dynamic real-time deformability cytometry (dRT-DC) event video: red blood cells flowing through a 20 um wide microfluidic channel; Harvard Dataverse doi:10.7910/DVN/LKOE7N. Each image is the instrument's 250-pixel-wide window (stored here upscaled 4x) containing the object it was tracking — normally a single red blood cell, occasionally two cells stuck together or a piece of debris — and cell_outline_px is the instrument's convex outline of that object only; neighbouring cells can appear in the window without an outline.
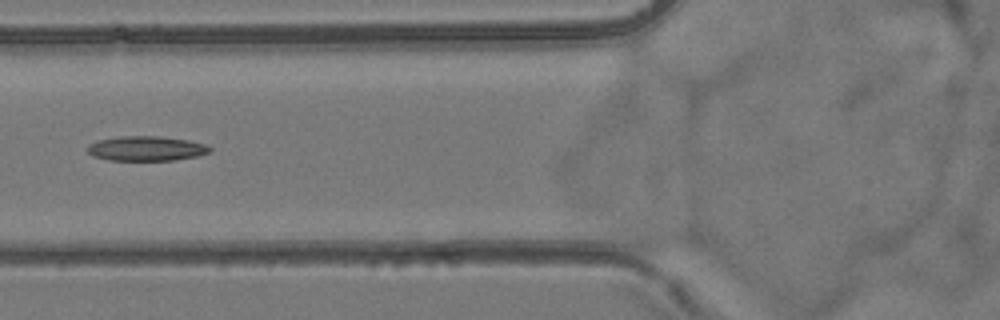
{"species": "common noctule bat (a hibernating species)", "species_latin": "Nyctalus noctula", "temperature_condition": "room temperature", "stored_images_in_passage": 6, "camera_frame_rate_fps": 3000, "um_per_image_px": 0.085, "animal": {"sex": "female", "body_mass_g": 24.6, "forearm_length_mm": 56.2}, "frame": {"image": 1, "passage_image": 5, "time_ms": 5.667, "image_size_px": [1000, 320], "cell_outline_px": [[212, 152], [196, 156], [176, 160], [108, 160], [92, 156], [88, 152], [88, 144], [96, 140], [120, 136], [160, 136], [188, 140], [204, 144], [212, 148]], "centroid_in_image_um": [12.42, 12.62], "position_along_channel_um": 113.4, "area_um2": 17.74}}
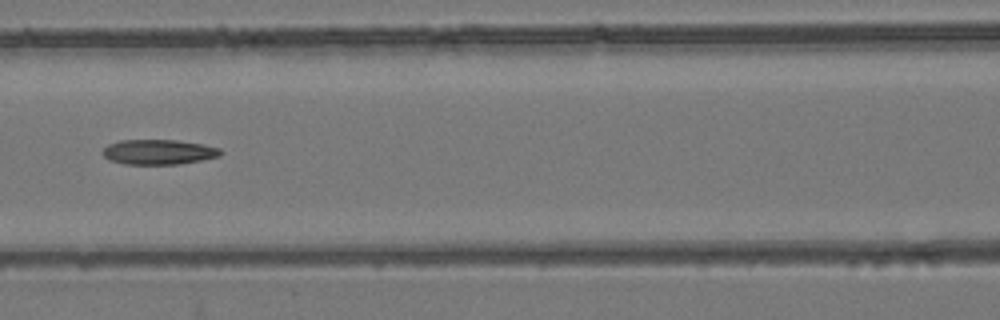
{"frame": {"image": 2, "passage_image": 6, "time_ms": 6.667, "image_size_px": [1000, 320], "cell_outline_px": [[224, 152], [220, 156], [200, 160], [176, 164], [124, 164], [108, 160], [100, 152], [108, 144], [120, 140], [176, 140], [204, 144], [220, 148]], "centroid_in_image_um": [13.46, 12.91], "position_along_channel_um": 153.1, "area_um2": 17.28}}